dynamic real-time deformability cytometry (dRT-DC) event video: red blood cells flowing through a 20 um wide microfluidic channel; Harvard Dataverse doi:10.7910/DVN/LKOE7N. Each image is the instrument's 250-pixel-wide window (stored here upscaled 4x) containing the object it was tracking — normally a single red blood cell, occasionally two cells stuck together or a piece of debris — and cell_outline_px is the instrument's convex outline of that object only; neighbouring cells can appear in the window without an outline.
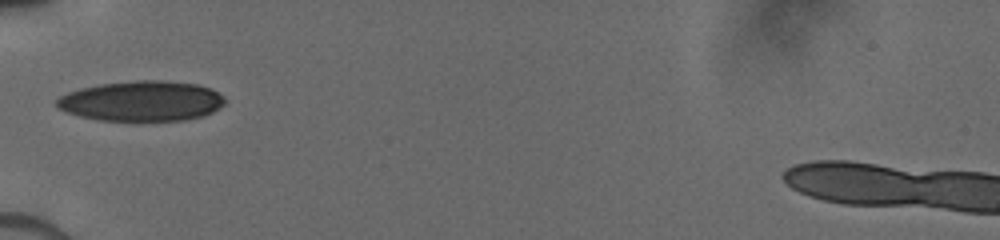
{"species": "human", "species_latin": "Homo sapiens", "temperature_condition": "cold", "stored_images_in_passage": 30, "camera_frame_rate_fps": 3000, "um_per_image_px": 0.085, "donor": {"sex": "male"}, "frame": {"image": 1, "passage_image": 1, "time_ms": 0.0, "image_size_px": [1000, 240], "cell_outline_px": [[224, 104], [212, 112], [204, 116], [184, 120], [136, 124], [100, 120], [80, 116], [56, 108], [56, 100], [60, 96], [68, 92], [80, 88], [100, 84], [136, 80], [164, 80], [196, 84], [208, 88], [224, 96]], "centroid_in_image_um": [12.02, 8.63], "position_along_channel_um": 73.0, "area_um2": 40.46}}
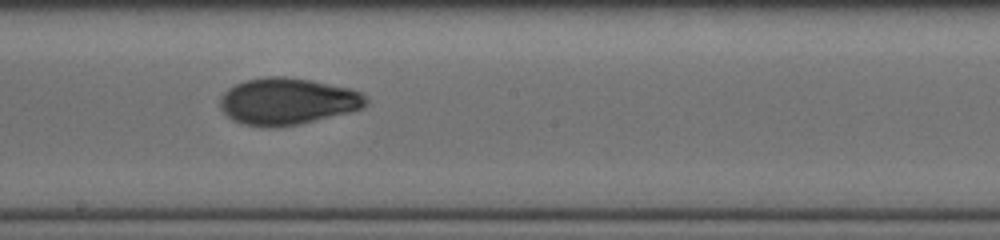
{"frame": {"image": 2, "passage_image": 11, "time_ms": 3.667, "image_size_px": [1000, 240], "cell_outline_px": [[368, 104], [364, 108], [300, 124], [272, 128], [244, 124], [232, 120], [220, 108], [220, 96], [228, 88], [244, 80], [264, 76], [284, 76], [312, 80], [352, 88], [368, 96]], "centroid_in_image_um": [24.45, 8.6], "position_along_channel_um": 223.8, "area_um2": 40.17}}
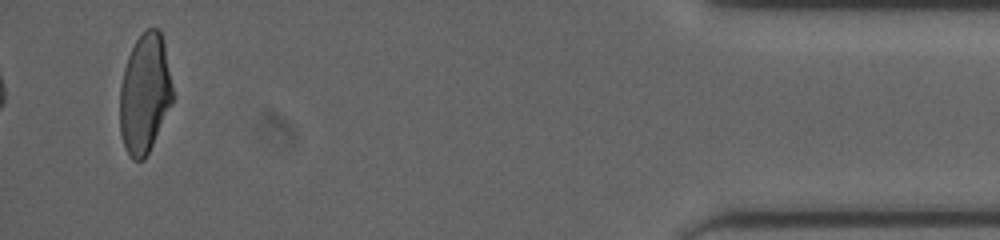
{"frame": {"image": 3, "passage_image": 28, "time_ms": 10.0, "image_size_px": [1000, 240], "cell_outline_px": [[172, 104], [144, 160], [132, 160], [124, 144], [120, 132], [120, 84], [124, 68], [128, 56], [136, 40], [148, 28], [160, 28], [164, 44], [172, 84]], "centroid_in_image_um": [12.3, 7.95], "position_along_channel_um": 422.9, "area_um2": 36.47}}